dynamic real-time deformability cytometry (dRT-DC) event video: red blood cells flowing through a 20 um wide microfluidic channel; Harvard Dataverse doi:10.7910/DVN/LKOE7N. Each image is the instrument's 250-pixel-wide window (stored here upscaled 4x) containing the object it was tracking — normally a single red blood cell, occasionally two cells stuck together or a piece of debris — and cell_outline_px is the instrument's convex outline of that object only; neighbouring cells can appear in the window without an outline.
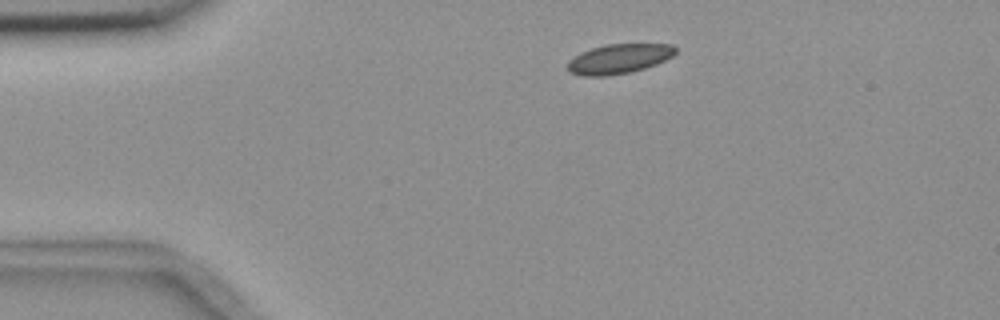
{"species": "common noctule bat (a hibernating species)", "species_latin": "Nyctalus noctula", "temperature_condition": "room temperature", "stored_images_in_passage": 4, "camera_frame_rate_fps": 3000, "um_per_image_px": 0.085, "animal": {"sex": "female", "body_mass_g": 18.4}, "frame": {"image": 1, "passage_image": 1, "time_ms": 0.0, "image_size_px": [1000, 320], "cell_outline_px": [[676, 52], [672, 56], [656, 64], [644, 68], [628, 72], [608, 76], [584, 76], [572, 72], [568, 68], [568, 60], [580, 52], [604, 44], [672, 44], [676, 48]], "centroid_in_image_um": [52.6, 4.99], "position_along_channel_um": 32.4, "area_um2": 18.5}}
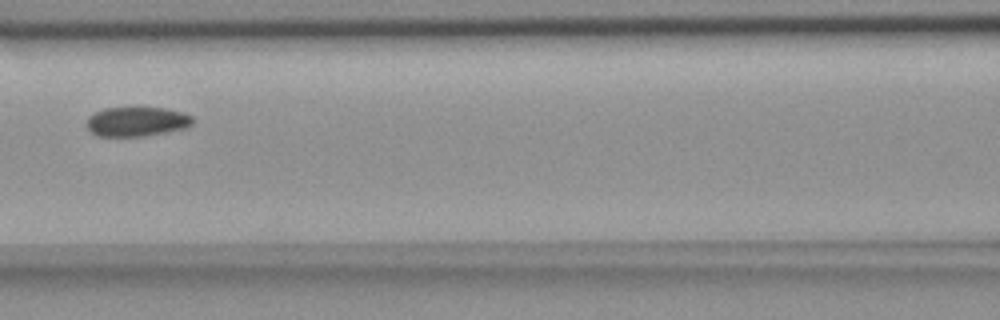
{"frame": {"image": 2, "passage_image": 4, "time_ms": 4.667, "image_size_px": [1000, 320], "cell_outline_px": [[192, 124], [184, 128], [144, 136], [96, 136], [88, 128], [88, 116], [104, 108], [136, 104], [164, 108], [184, 112], [192, 116]], "centroid_in_image_um": [11.62, 10.27], "position_along_channel_um": 155.0, "area_um2": 18.84}}